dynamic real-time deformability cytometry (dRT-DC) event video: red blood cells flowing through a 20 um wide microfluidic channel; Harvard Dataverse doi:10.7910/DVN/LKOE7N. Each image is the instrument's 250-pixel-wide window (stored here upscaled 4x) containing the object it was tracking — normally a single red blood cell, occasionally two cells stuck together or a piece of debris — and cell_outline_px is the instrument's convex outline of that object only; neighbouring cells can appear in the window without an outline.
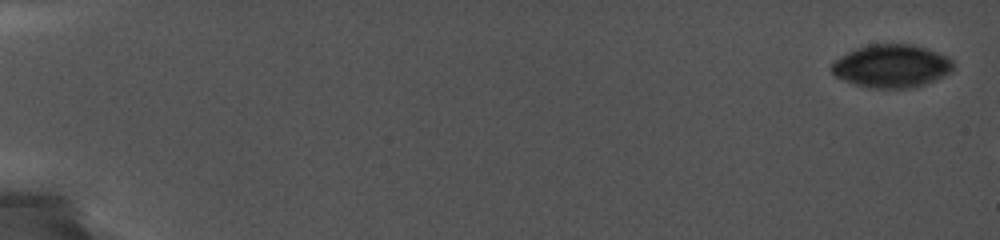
{"species": "common noctule bat (a hibernating species)", "species_latin": "Nyctalus noctula", "temperature_condition": "cold", "stored_images_in_passage": 5, "camera_frame_rate_fps": 5000, "um_per_image_px": 0.085, "animal": {"sex": "female", "body_mass_g": 19.0, "forearm_length_mm": 56.7}, "frame": {"image": 1, "passage_image": 1, "time_ms": 0.0, "image_size_px": [1000, 240], "cell_outline_px": [[952, 72], [936, 80], [912, 88], [868, 88], [844, 80], [836, 76], [832, 72], [832, 60], [856, 48], [872, 44], [912, 44], [948, 56], [952, 60]], "centroid_in_image_um": [75.78, 5.62], "position_along_channel_um": 9.2, "area_um2": 30.46}}